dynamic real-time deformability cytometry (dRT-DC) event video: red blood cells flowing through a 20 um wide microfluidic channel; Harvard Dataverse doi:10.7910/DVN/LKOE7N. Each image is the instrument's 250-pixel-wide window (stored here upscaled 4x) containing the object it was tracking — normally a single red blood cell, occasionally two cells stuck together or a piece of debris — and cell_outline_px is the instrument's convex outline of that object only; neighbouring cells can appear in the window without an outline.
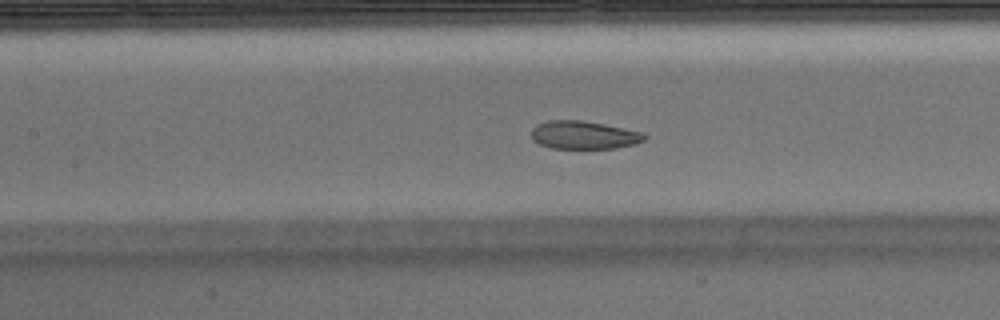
{"species": "Egyptian fruit bat (a non-hibernating species)", "species_latin": "Rousettus aegyptiacus", "temperature_condition": "warm", "stored_images_in_passage": 52, "camera_frame_rate_fps": 3000, "um_per_image_px": 0.085, "animal": {"sex": "male"}, "frame": {"image": 1, "passage_image": 23, "time_ms": 7.333, "image_size_px": [1000, 320], "cell_outline_px": [[648, 136], [644, 140], [636, 144], [616, 148], [552, 148], [540, 144], [532, 140], [532, 128], [536, 124], [548, 120], [580, 120], [604, 124], [644, 132]], "centroid_in_image_um": [49.64, 11.47], "position_along_channel_um": 157.8, "area_um2": 18.61}, "authors_computed_cell_mechanics": {"area_um2": 20.7213, "velocity_mm_per_s": 3.8808, "shape_relaxation_time_tau1_ms": 4.5545, "shape_relaxation_time_tau2_ms": 1.8493, "deformation_change_tau1": 0.1584, "deformation_change_tau2": 0.073}}